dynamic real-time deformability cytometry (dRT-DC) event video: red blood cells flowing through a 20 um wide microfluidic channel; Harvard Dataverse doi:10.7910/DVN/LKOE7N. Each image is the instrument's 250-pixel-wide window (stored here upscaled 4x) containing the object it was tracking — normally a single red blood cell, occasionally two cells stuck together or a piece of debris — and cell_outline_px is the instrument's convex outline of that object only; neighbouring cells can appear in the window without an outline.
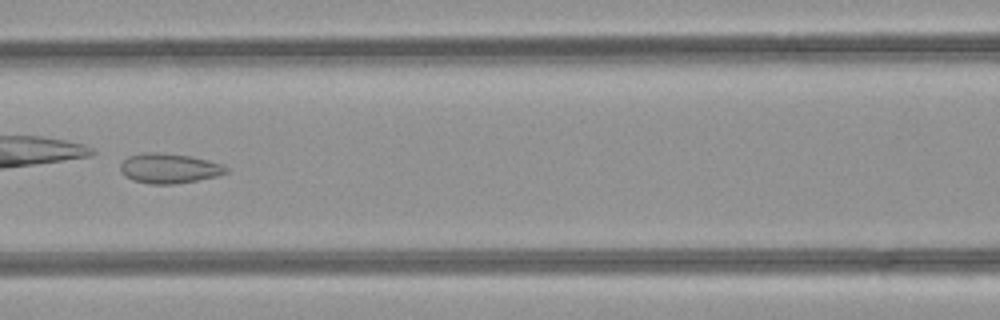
{"species": "common noctule bat (a hibernating species)", "species_latin": "Nyctalus noctula", "temperature_condition": "room temperature", "stored_images_in_passage": 47, "camera_frame_rate_fps": 3000, "um_per_image_px": 0.085, "animal": {"sex": "female", "body_mass_g": 21.9}, "frame": {"image": 1, "passage_image": 21, "time_ms": 6.667, "image_size_px": [1000, 320], "cell_outline_px": [[228, 172], [216, 176], [176, 184], [148, 184], [132, 180], [124, 176], [120, 172], [120, 164], [128, 156], [144, 152], [156, 152], [188, 156], [208, 160], [220, 164], [228, 168]], "centroid_in_image_um": [14.32, 14.31], "position_along_channel_um": 152.3, "area_um2": 18.38}, "authors_computed_cell_mechanics": {"area_um2": 27.6284, "velocity_mm_per_s": 4.2399, "shape_relaxation_time_tau1_ms": null, "shape_relaxation_time_tau2_ms": 1.9473, "deformation_change_tau1": null, "deformation_change_tau2": 0.0421}}